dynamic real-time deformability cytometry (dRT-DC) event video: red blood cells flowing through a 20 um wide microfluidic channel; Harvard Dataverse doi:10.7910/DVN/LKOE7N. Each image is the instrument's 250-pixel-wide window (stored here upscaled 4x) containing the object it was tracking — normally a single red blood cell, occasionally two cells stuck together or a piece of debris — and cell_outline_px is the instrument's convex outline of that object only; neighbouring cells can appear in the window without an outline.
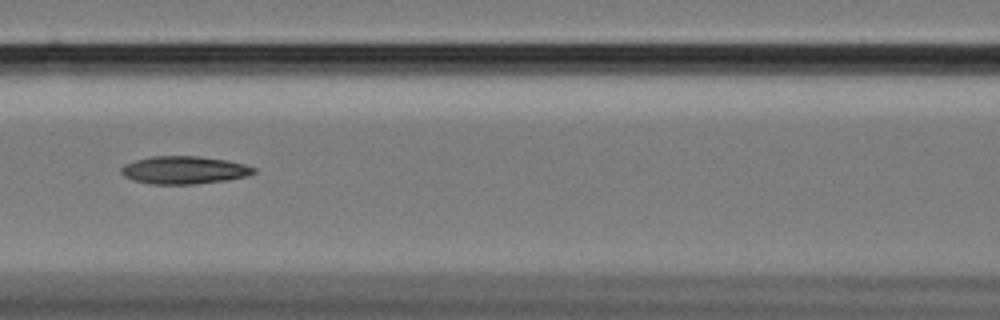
{"species": "Egyptian fruit bat (a non-hibernating species)", "species_latin": "Rousettus aegyptiacus", "temperature_condition": "cold", "stored_images_in_passage": 16, "camera_frame_rate_fps": 3000, "um_per_image_px": 0.085, "animal": {"sex": "female"}, "frame": {"image": 1, "passage_image": 10, "time_ms": 3.0, "image_size_px": [1000, 320], "cell_outline_px": [[256, 172], [248, 176], [228, 180], [192, 184], [152, 184], [132, 180], [124, 176], [120, 172], [120, 168], [124, 164], [136, 160], [152, 156], [200, 156], [228, 160], [244, 164], [256, 168]], "centroid_in_image_um": [15.66, 14.45], "position_along_channel_um": 150.9, "area_um2": 21.62}}